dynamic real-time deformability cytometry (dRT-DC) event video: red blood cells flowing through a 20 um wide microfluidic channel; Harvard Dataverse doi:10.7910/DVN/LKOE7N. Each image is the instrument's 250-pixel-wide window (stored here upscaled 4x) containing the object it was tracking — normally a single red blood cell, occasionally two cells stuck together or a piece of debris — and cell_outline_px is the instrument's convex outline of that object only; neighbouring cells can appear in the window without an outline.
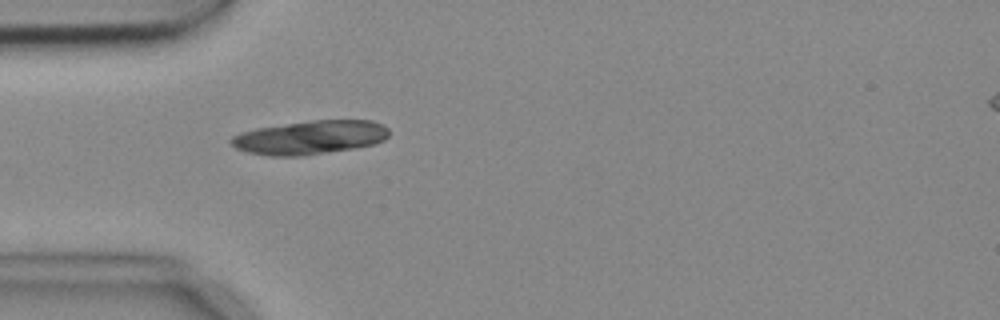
{"species": "common noctule bat (a hibernating species)", "species_latin": "Nyctalus noctula", "temperature_condition": "cold", "stored_images_in_passage": 2, "camera_frame_rate_fps": 3000, "um_per_image_px": 0.085, "animal": {"sex": "female", "body_mass_g": 18.4}, "frame": {"image": 1, "passage_image": 2, "time_ms": 0.333, "image_size_px": [1000, 320], "cell_outline_px": [[388, 136], [384, 140], [372, 144], [352, 148], [296, 156], [272, 156], [248, 152], [236, 148], [228, 140], [232, 136], [240, 132], [256, 128], [312, 120], [372, 120], [384, 124], [388, 128]], "centroid_in_image_um": [26.34, 11.66], "position_along_channel_um": 58.7, "area_um2": 30.81}}